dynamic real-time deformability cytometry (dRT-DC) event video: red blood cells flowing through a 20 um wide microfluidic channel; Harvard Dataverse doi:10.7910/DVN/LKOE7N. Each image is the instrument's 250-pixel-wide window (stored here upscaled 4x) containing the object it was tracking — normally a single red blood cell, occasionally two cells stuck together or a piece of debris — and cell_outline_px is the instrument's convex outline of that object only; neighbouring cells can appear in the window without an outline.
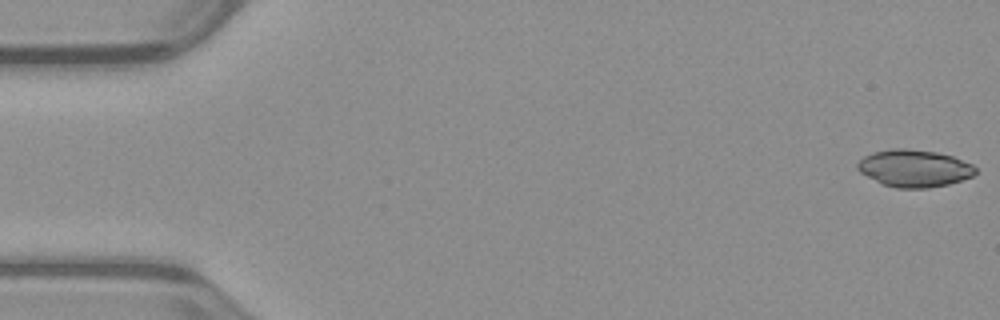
{"species": "common noctule bat (a hibernating species)", "species_latin": "Nyctalus noctula", "temperature_condition": "warm", "stored_images_in_passage": 52, "camera_frame_rate_fps": 3000, "um_per_image_px": 0.085, "animal": {"sex": "male", "body_mass_g": 23.1, "forearm_length_mm": 52.7}, "frame": {"image": 1, "passage_image": 1, "time_ms": 0.0, "image_size_px": [1000, 320], "cell_outline_px": [[976, 172], [972, 176], [948, 184], [928, 188], [896, 188], [884, 184], [860, 172], [856, 168], [856, 164], [864, 156], [872, 152], [892, 148], [904, 148], [936, 152], [952, 156], [972, 164], [976, 168]], "centroid_in_image_um": [77.7, 14.29], "position_along_channel_um": 7.3, "area_um2": 25.43}}
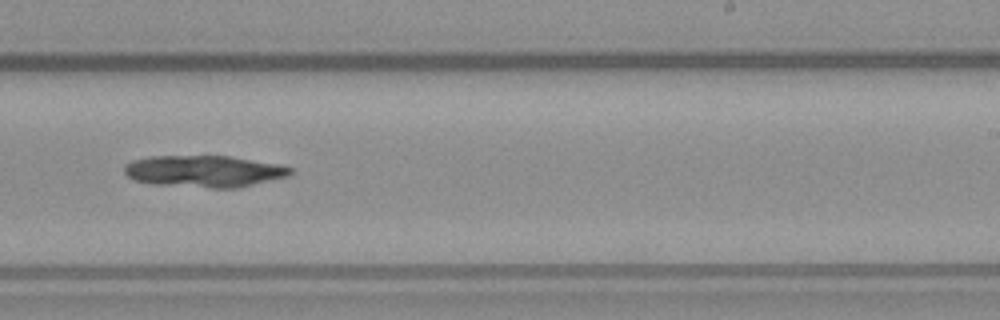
{"frame": {"image": 2, "passage_image": 32, "time_ms": 10.333, "image_size_px": [1000, 320], "cell_outline_px": [[292, 176], [236, 188], [212, 188], [152, 184], [136, 180], [128, 176], [124, 172], [124, 164], [132, 160], [152, 156], [228, 156], [280, 164], [292, 168]], "centroid_in_image_um": [17.38, 14.56], "position_along_channel_um": 271.6, "area_um2": 30.87}}
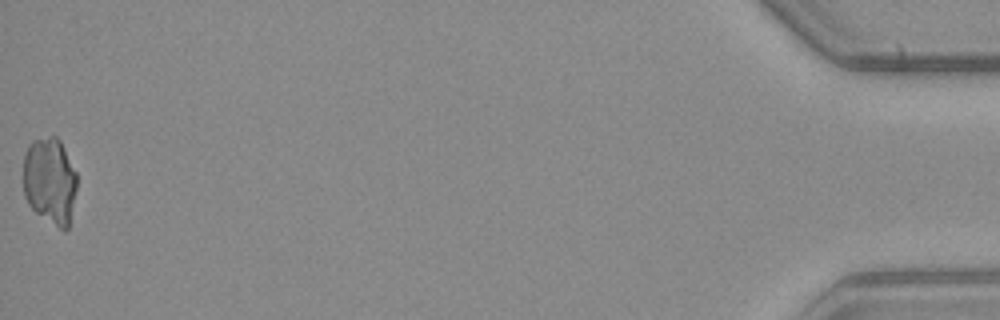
{"frame": {"image": 3, "passage_image": 52, "time_ms": 17.0, "image_size_px": [1000, 320], "cell_outline_px": [[76, 188], [68, 228], [64, 232], [36, 212], [28, 204], [24, 196], [24, 156], [28, 144], [32, 140], [48, 136], [56, 136], [60, 140], [76, 172]], "centroid_in_image_um": [4.23, 15.35], "position_along_channel_um": 431.0, "area_um2": 27.11}}